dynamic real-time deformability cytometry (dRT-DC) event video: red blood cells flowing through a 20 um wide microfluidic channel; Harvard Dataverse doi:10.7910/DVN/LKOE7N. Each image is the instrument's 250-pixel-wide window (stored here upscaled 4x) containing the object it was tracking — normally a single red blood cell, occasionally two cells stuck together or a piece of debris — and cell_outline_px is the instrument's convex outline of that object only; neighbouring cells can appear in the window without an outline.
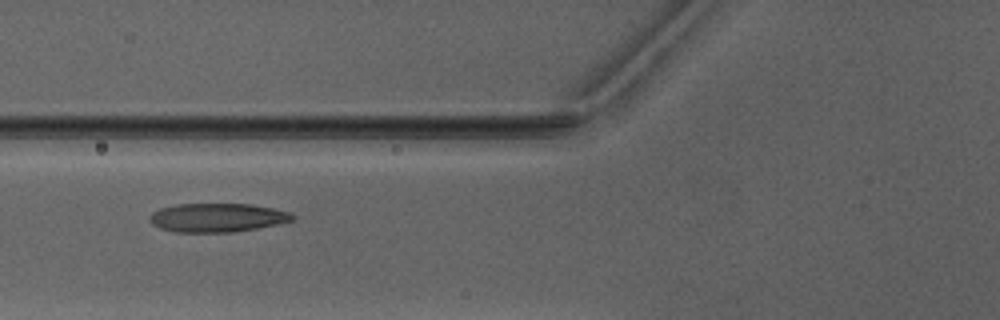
{"species": "Egyptian fruit bat (a non-hibernating species)", "species_latin": "Rousettus aegyptiacus", "temperature_condition": "warm", "stored_images_in_passage": 4, "camera_frame_rate_fps": 3000, "um_per_image_px": 0.085, "animal": {"sex": "male"}, "frame": {"image": 1, "passage_image": 4, "time_ms": 4.333, "image_size_px": [1000, 320], "cell_outline_px": [[296, 216], [292, 220], [276, 224], [256, 228], [232, 232], [176, 232], [160, 228], [152, 224], [148, 216], [152, 212], [160, 208], [176, 204], [252, 204], [272, 208], [288, 212]], "centroid_in_image_um": [18.42, 18.49], "position_along_channel_um": 107.4, "area_um2": 23.81}}